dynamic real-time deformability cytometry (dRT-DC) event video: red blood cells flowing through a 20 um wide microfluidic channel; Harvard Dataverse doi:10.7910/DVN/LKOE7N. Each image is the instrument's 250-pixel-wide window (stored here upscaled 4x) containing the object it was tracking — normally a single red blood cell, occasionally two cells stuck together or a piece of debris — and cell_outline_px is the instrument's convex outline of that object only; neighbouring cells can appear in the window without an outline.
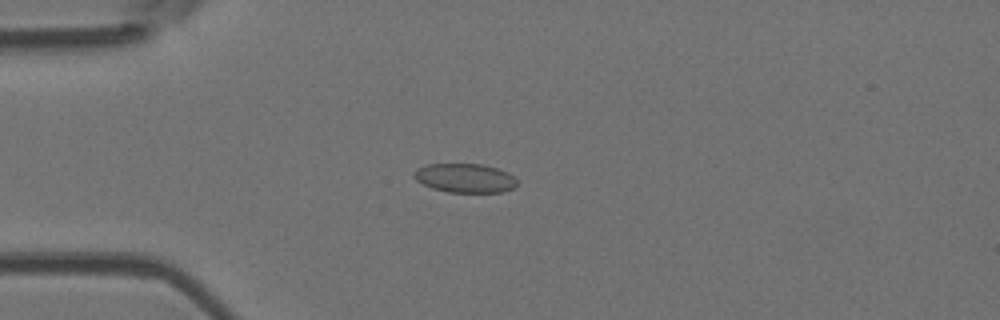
{"species": "Egyptian fruit bat (a non-hibernating species)", "species_latin": "Rousettus aegyptiacus", "temperature_condition": "room temperature", "stored_images_in_passage": 4, "camera_frame_rate_fps": 3000, "um_per_image_px": 0.085, "animal": {"sex": "female"}, "frame": {"image": 1, "passage_image": 4, "time_ms": 3.667, "image_size_px": [1000, 320], "cell_outline_px": [[516, 188], [504, 192], [448, 192], [432, 188], [416, 180], [412, 176], [412, 172], [424, 164], [484, 164], [508, 172], [516, 180]], "centroid_in_image_um": [39.51, 15.13], "position_along_channel_um": 45.5, "area_um2": 17.57}}